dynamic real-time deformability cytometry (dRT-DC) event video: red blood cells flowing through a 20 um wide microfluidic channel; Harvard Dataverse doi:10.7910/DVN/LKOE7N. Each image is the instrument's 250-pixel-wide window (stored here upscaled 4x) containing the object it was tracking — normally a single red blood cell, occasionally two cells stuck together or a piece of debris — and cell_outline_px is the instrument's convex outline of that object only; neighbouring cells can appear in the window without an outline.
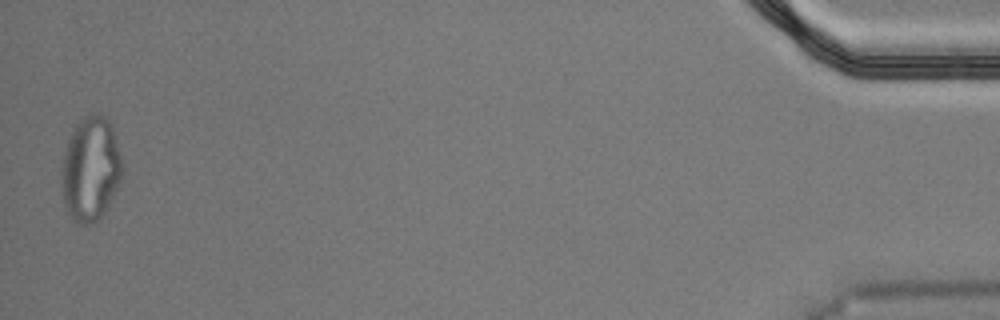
{"species": "Egyptian fruit bat (a non-hibernating species)", "species_latin": "Rousettus aegyptiacus", "temperature_condition": "cold", "stored_images_in_passage": 48, "segment_of_instrument_passage": [2, 2], "camera_frame_rate_fps": 3000, "um_per_image_px": 0.085, "animal": {"sex": "male"}, "frame": {"image": 1, "passage_image": 47, "time_ms": 15.333, "image_size_px": [1000, 320], "cell_outline_px": [[124, 172], [104, 212], [96, 220], [88, 224], [80, 224], [68, 212], [64, 200], [60, 176], [64, 156], [68, 140], [76, 124], [84, 116], [92, 112], [104, 116], [108, 120], [112, 128], [124, 168]], "centroid_in_image_um": [7.7, 14.33], "position_along_channel_um": 427.5, "area_um2": 36.36}}